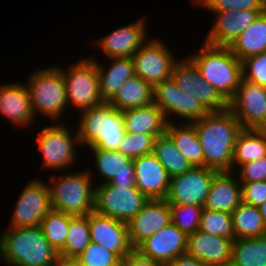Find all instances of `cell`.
I'll return each mask as SVG.
<instances>
[{
    "label": "cell",
    "instance_id": "obj_12",
    "mask_svg": "<svg viewBox=\"0 0 266 266\" xmlns=\"http://www.w3.org/2000/svg\"><path fill=\"white\" fill-rule=\"evenodd\" d=\"M171 78L185 93L197 98L209 112L228 108V102L202 77L199 69L187 57L178 60L172 68Z\"/></svg>",
    "mask_w": 266,
    "mask_h": 266
},
{
    "label": "cell",
    "instance_id": "obj_6",
    "mask_svg": "<svg viewBox=\"0 0 266 266\" xmlns=\"http://www.w3.org/2000/svg\"><path fill=\"white\" fill-rule=\"evenodd\" d=\"M28 81L26 86L34 114L39 112L49 120L60 121L69 106L61 68L55 66L37 70Z\"/></svg>",
    "mask_w": 266,
    "mask_h": 266
},
{
    "label": "cell",
    "instance_id": "obj_45",
    "mask_svg": "<svg viewBox=\"0 0 266 266\" xmlns=\"http://www.w3.org/2000/svg\"><path fill=\"white\" fill-rule=\"evenodd\" d=\"M122 266H163L161 263L141 255L133 249L122 261Z\"/></svg>",
    "mask_w": 266,
    "mask_h": 266
},
{
    "label": "cell",
    "instance_id": "obj_26",
    "mask_svg": "<svg viewBox=\"0 0 266 266\" xmlns=\"http://www.w3.org/2000/svg\"><path fill=\"white\" fill-rule=\"evenodd\" d=\"M122 113L126 133L156 136L166 133L168 121L154 102L147 106L125 110Z\"/></svg>",
    "mask_w": 266,
    "mask_h": 266
},
{
    "label": "cell",
    "instance_id": "obj_40",
    "mask_svg": "<svg viewBox=\"0 0 266 266\" xmlns=\"http://www.w3.org/2000/svg\"><path fill=\"white\" fill-rule=\"evenodd\" d=\"M76 259L80 266H118L122 261L114 252L95 242H90Z\"/></svg>",
    "mask_w": 266,
    "mask_h": 266
},
{
    "label": "cell",
    "instance_id": "obj_24",
    "mask_svg": "<svg viewBox=\"0 0 266 266\" xmlns=\"http://www.w3.org/2000/svg\"><path fill=\"white\" fill-rule=\"evenodd\" d=\"M233 171H219L211 181L203 209L232 213L242 203L241 183Z\"/></svg>",
    "mask_w": 266,
    "mask_h": 266
},
{
    "label": "cell",
    "instance_id": "obj_17",
    "mask_svg": "<svg viewBox=\"0 0 266 266\" xmlns=\"http://www.w3.org/2000/svg\"><path fill=\"white\" fill-rule=\"evenodd\" d=\"M135 250L164 266L167 262L186 253L187 236L170 223L141 242Z\"/></svg>",
    "mask_w": 266,
    "mask_h": 266
},
{
    "label": "cell",
    "instance_id": "obj_49",
    "mask_svg": "<svg viewBox=\"0 0 266 266\" xmlns=\"http://www.w3.org/2000/svg\"><path fill=\"white\" fill-rule=\"evenodd\" d=\"M257 129L266 132V116H265V121Z\"/></svg>",
    "mask_w": 266,
    "mask_h": 266
},
{
    "label": "cell",
    "instance_id": "obj_25",
    "mask_svg": "<svg viewBox=\"0 0 266 266\" xmlns=\"http://www.w3.org/2000/svg\"><path fill=\"white\" fill-rule=\"evenodd\" d=\"M24 83H11L0 86V113L17 126L33 124L34 114L32 104Z\"/></svg>",
    "mask_w": 266,
    "mask_h": 266
},
{
    "label": "cell",
    "instance_id": "obj_7",
    "mask_svg": "<svg viewBox=\"0 0 266 266\" xmlns=\"http://www.w3.org/2000/svg\"><path fill=\"white\" fill-rule=\"evenodd\" d=\"M81 58L80 61L71 64L68 70L61 69L66 85L68 105L82 111L98 106L104 101L101 98L99 75L96 60ZM72 105V106H71Z\"/></svg>",
    "mask_w": 266,
    "mask_h": 266
},
{
    "label": "cell",
    "instance_id": "obj_39",
    "mask_svg": "<svg viewBox=\"0 0 266 266\" xmlns=\"http://www.w3.org/2000/svg\"><path fill=\"white\" fill-rule=\"evenodd\" d=\"M156 137L154 134L125 133L118 145V151L131 159L153 153Z\"/></svg>",
    "mask_w": 266,
    "mask_h": 266
},
{
    "label": "cell",
    "instance_id": "obj_44",
    "mask_svg": "<svg viewBox=\"0 0 266 266\" xmlns=\"http://www.w3.org/2000/svg\"><path fill=\"white\" fill-rule=\"evenodd\" d=\"M242 202L259 207L266 201V181L241 183Z\"/></svg>",
    "mask_w": 266,
    "mask_h": 266
},
{
    "label": "cell",
    "instance_id": "obj_41",
    "mask_svg": "<svg viewBox=\"0 0 266 266\" xmlns=\"http://www.w3.org/2000/svg\"><path fill=\"white\" fill-rule=\"evenodd\" d=\"M195 5L208 8L212 12L228 10H266V0H192Z\"/></svg>",
    "mask_w": 266,
    "mask_h": 266
},
{
    "label": "cell",
    "instance_id": "obj_33",
    "mask_svg": "<svg viewBox=\"0 0 266 266\" xmlns=\"http://www.w3.org/2000/svg\"><path fill=\"white\" fill-rule=\"evenodd\" d=\"M229 266H266V235L235 239Z\"/></svg>",
    "mask_w": 266,
    "mask_h": 266
},
{
    "label": "cell",
    "instance_id": "obj_11",
    "mask_svg": "<svg viewBox=\"0 0 266 266\" xmlns=\"http://www.w3.org/2000/svg\"><path fill=\"white\" fill-rule=\"evenodd\" d=\"M153 102L164 113L168 123L173 116H180L181 121L193 123L209 113L201 102L192 95L182 91L172 78L162 81L153 88Z\"/></svg>",
    "mask_w": 266,
    "mask_h": 266
},
{
    "label": "cell",
    "instance_id": "obj_37",
    "mask_svg": "<svg viewBox=\"0 0 266 266\" xmlns=\"http://www.w3.org/2000/svg\"><path fill=\"white\" fill-rule=\"evenodd\" d=\"M199 230L214 236L234 239L232 214L225 211L203 209Z\"/></svg>",
    "mask_w": 266,
    "mask_h": 266
},
{
    "label": "cell",
    "instance_id": "obj_18",
    "mask_svg": "<svg viewBox=\"0 0 266 266\" xmlns=\"http://www.w3.org/2000/svg\"><path fill=\"white\" fill-rule=\"evenodd\" d=\"M170 223V204L165 199L148 200L127 223L131 246L135 249L145 239Z\"/></svg>",
    "mask_w": 266,
    "mask_h": 266
},
{
    "label": "cell",
    "instance_id": "obj_27",
    "mask_svg": "<svg viewBox=\"0 0 266 266\" xmlns=\"http://www.w3.org/2000/svg\"><path fill=\"white\" fill-rule=\"evenodd\" d=\"M92 59L96 60L98 67L101 98L104 102H109L124 82L135 75L133 59L111 58L108 70L97 59Z\"/></svg>",
    "mask_w": 266,
    "mask_h": 266
},
{
    "label": "cell",
    "instance_id": "obj_3",
    "mask_svg": "<svg viewBox=\"0 0 266 266\" xmlns=\"http://www.w3.org/2000/svg\"><path fill=\"white\" fill-rule=\"evenodd\" d=\"M199 69L202 77L229 102L242 79V62L228 46L203 43L200 51L187 56Z\"/></svg>",
    "mask_w": 266,
    "mask_h": 266
},
{
    "label": "cell",
    "instance_id": "obj_2",
    "mask_svg": "<svg viewBox=\"0 0 266 266\" xmlns=\"http://www.w3.org/2000/svg\"><path fill=\"white\" fill-rule=\"evenodd\" d=\"M0 234V258L12 266H51L59 256L41 226L13 228Z\"/></svg>",
    "mask_w": 266,
    "mask_h": 266
},
{
    "label": "cell",
    "instance_id": "obj_42",
    "mask_svg": "<svg viewBox=\"0 0 266 266\" xmlns=\"http://www.w3.org/2000/svg\"><path fill=\"white\" fill-rule=\"evenodd\" d=\"M242 79L266 87V51L242 61Z\"/></svg>",
    "mask_w": 266,
    "mask_h": 266
},
{
    "label": "cell",
    "instance_id": "obj_36",
    "mask_svg": "<svg viewBox=\"0 0 266 266\" xmlns=\"http://www.w3.org/2000/svg\"><path fill=\"white\" fill-rule=\"evenodd\" d=\"M69 221L70 215L54 210L47 213L41 221L43 235L57 252L64 247Z\"/></svg>",
    "mask_w": 266,
    "mask_h": 266
},
{
    "label": "cell",
    "instance_id": "obj_8",
    "mask_svg": "<svg viewBox=\"0 0 266 266\" xmlns=\"http://www.w3.org/2000/svg\"><path fill=\"white\" fill-rule=\"evenodd\" d=\"M136 186H114L110 183L95 186L94 211L128 223L148 202Z\"/></svg>",
    "mask_w": 266,
    "mask_h": 266
},
{
    "label": "cell",
    "instance_id": "obj_47",
    "mask_svg": "<svg viewBox=\"0 0 266 266\" xmlns=\"http://www.w3.org/2000/svg\"><path fill=\"white\" fill-rule=\"evenodd\" d=\"M51 266H80L76 258L58 256Z\"/></svg>",
    "mask_w": 266,
    "mask_h": 266
},
{
    "label": "cell",
    "instance_id": "obj_10",
    "mask_svg": "<svg viewBox=\"0 0 266 266\" xmlns=\"http://www.w3.org/2000/svg\"><path fill=\"white\" fill-rule=\"evenodd\" d=\"M158 38L147 39L134 53V74L141 77L152 88L171 78L173 65L178 61Z\"/></svg>",
    "mask_w": 266,
    "mask_h": 266
},
{
    "label": "cell",
    "instance_id": "obj_46",
    "mask_svg": "<svg viewBox=\"0 0 266 266\" xmlns=\"http://www.w3.org/2000/svg\"><path fill=\"white\" fill-rule=\"evenodd\" d=\"M164 266H208L201 260L188 255L187 253L182 254L172 261L167 262Z\"/></svg>",
    "mask_w": 266,
    "mask_h": 266
},
{
    "label": "cell",
    "instance_id": "obj_43",
    "mask_svg": "<svg viewBox=\"0 0 266 266\" xmlns=\"http://www.w3.org/2000/svg\"><path fill=\"white\" fill-rule=\"evenodd\" d=\"M238 169L240 183L266 181V157L242 164Z\"/></svg>",
    "mask_w": 266,
    "mask_h": 266
},
{
    "label": "cell",
    "instance_id": "obj_21",
    "mask_svg": "<svg viewBox=\"0 0 266 266\" xmlns=\"http://www.w3.org/2000/svg\"><path fill=\"white\" fill-rule=\"evenodd\" d=\"M234 240L197 230L187 236L186 253L208 266H229Z\"/></svg>",
    "mask_w": 266,
    "mask_h": 266
},
{
    "label": "cell",
    "instance_id": "obj_13",
    "mask_svg": "<svg viewBox=\"0 0 266 266\" xmlns=\"http://www.w3.org/2000/svg\"><path fill=\"white\" fill-rule=\"evenodd\" d=\"M218 171L193 166L183 174L171 177L166 201L170 205H200L203 207L213 176Z\"/></svg>",
    "mask_w": 266,
    "mask_h": 266
},
{
    "label": "cell",
    "instance_id": "obj_9",
    "mask_svg": "<svg viewBox=\"0 0 266 266\" xmlns=\"http://www.w3.org/2000/svg\"><path fill=\"white\" fill-rule=\"evenodd\" d=\"M61 123L43 127L36 138L42 153L43 167L47 169H66L77 161L75 149L80 145L78 131L75 136Z\"/></svg>",
    "mask_w": 266,
    "mask_h": 266
},
{
    "label": "cell",
    "instance_id": "obj_29",
    "mask_svg": "<svg viewBox=\"0 0 266 266\" xmlns=\"http://www.w3.org/2000/svg\"><path fill=\"white\" fill-rule=\"evenodd\" d=\"M109 103L121 112L147 106L153 103V88L141 77L134 75L124 82Z\"/></svg>",
    "mask_w": 266,
    "mask_h": 266
},
{
    "label": "cell",
    "instance_id": "obj_15",
    "mask_svg": "<svg viewBox=\"0 0 266 266\" xmlns=\"http://www.w3.org/2000/svg\"><path fill=\"white\" fill-rule=\"evenodd\" d=\"M228 109L243 129H257L266 116V87L241 79Z\"/></svg>",
    "mask_w": 266,
    "mask_h": 266
},
{
    "label": "cell",
    "instance_id": "obj_34",
    "mask_svg": "<svg viewBox=\"0 0 266 266\" xmlns=\"http://www.w3.org/2000/svg\"><path fill=\"white\" fill-rule=\"evenodd\" d=\"M153 154L164 166L170 177L183 174L193 167L166 133L155 138Z\"/></svg>",
    "mask_w": 266,
    "mask_h": 266
},
{
    "label": "cell",
    "instance_id": "obj_19",
    "mask_svg": "<svg viewBox=\"0 0 266 266\" xmlns=\"http://www.w3.org/2000/svg\"><path fill=\"white\" fill-rule=\"evenodd\" d=\"M132 160L136 188L149 200L166 199L171 177L157 157L150 153Z\"/></svg>",
    "mask_w": 266,
    "mask_h": 266
},
{
    "label": "cell",
    "instance_id": "obj_20",
    "mask_svg": "<svg viewBox=\"0 0 266 266\" xmlns=\"http://www.w3.org/2000/svg\"><path fill=\"white\" fill-rule=\"evenodd\" d=\"M146 20L141 18L131 24L116 28L107 36L95 42L107 58H132L134 53L146 42Z\"/></svg>",
    "mask_w": 266,
    "mask_h": 266
},
{
    "label": "cell",
    "instance_id": "obj_35",
    "mask_svg": "<svg viewBox=\"0 0 266 266\" xmlns=\"http://www.w3.org/2000/svg\"><path fill=\"white\" fill-rule=\"evenodd\" d=\"M88 215L71 216L64 247L58 252L59 256L77 258L90 244Z\"/></svg>",
    "mask_w": 266,
    "mask_h": 266
},
{
    "label": "cell",
    "instance_id": "obj_22",
    "mask_svg": "<svg viewBox=\"0 0 266 266\" xmlns=\"http://www.w3.org/2000/svg\"><path fill=\"white\" fill-rule=\"evenodd\" d=\"M264 11L249 9L213 12L216 19L206 36L205 43L215 46H229Z\"/></svg>",
    "mask_w": 266,
    "mask_h": 266
},
{
    "label": "cell",
    "instance_id": "obj_16",
    "mask_svg": "<svg viewBox=\"0 0 266 266\" xmlns=\"http://www.w3.org/2000/svg\"><path fill=\"white\" fill-rule=\"evenodd\" d=\"M91 242L114 252L123 260L134 248L129 241L127 223L95 211L88 214Z\"/></svg>",
    "mask_w": 266,
    "mask_h": 266
},
{
    "label": "cell",
    "instance_id": "obj_4",
    "mask_svg": "<svg viewBox=\"0 0 266 266\" xmlns=\"http://www.w3.org/2000/svg\"><path fill=\"white\" fill-rule=\"evenodd\" d=\"M77 126L81 146L118 151L125 135L123 113L109 102H103L80 112Z\"/></svg>",
    "mask_w": 266,
    "mask_h": 266
},
{
    "label": "cell",
    "instance_id": "obj_5",
    "mask_svg": "<svg viewBox=\"0 0 266 266\" xmlns=\"http://www.w3.org/2000/svg\"><path fill=\"white\" fill-rule=\"evenodd\" d=\"M93 174L86 171L50 177L48 185L52 210L71 216L88 215L94 211L95 185Z\"/></svg>",
    "mask_w": 266,
    "mask_h": 266
},
{
    "label": "cell",
    "instance_id": "obj_30",
    "mask_svg": "<svg viewBox=\"0 0 266 266\" xmlns=\"http://www.w3.org/2000/svg\"><path fill=\"white\" fill-rule=\"evenodd\" d=\"M174 123L167 124L166 134L192 166H203V151L194 124Z\"/></svg>",
    "mask_w": 266,
    "mask_h": 266
},
{
    "label": "cell",
    "instance_id": "obj_14",
    "mask_svg": "<svg viewBox=\"0 0 266 266\" xmlns=\"http://www.w3.org/2000/svg\"><path fill=\"white\" fill-rule=\"evenodd\" d=\"M35 178L23 188L14 208L10 227L40 226L52 210L49 185Z\"/></svg>",
    "mask_w": 266,
    "mask_h": 266
},
{
    "label": "cell",
    "instance_id": "obj_28",
    "mask_svg": "<svg viewBox=\"0 0 266 266\" xmlns=\"http://www.w3.org/2000/svg\"><path fill=\"white\" fill-rule=\"evenodd\" d=\"M231 52L242 62L244 59L266 51V10L259 14L229 46Z\"/></svg>",
    "mask_w": 266,
    "mask_h": 266
},
{
    "label": "cell",
    "instance_id": "obj_23",
    "mask_svg": "<svg viewBox=\"0 0 266 266\" xmlns=\"http://www.w3.org/2000/svg\"><path fill=\"white\" fill-rule=\"evenodd\" d=\"M93 151L96 170L103 178V184L110 183L114 186H135V172L133 160L119 151L102 150L89 147Z\"/></svg>",
    "mask_w": 266,
    "mask_h": 266
},
{
    "label": "cell",
    "instance_id": "obj_38",
    "mask_svg": "<svg viewBox=\"0 0 266 266\" xmlns=\"http://www.w3.org/2000/svg\"><path fill=\"white\" fill-rule=\"evenodd\" d=\"M200 205H170L171 223L186 236L199 230L201 213Z\"/></svg>",
    "mask_w": 266,
    "mask_h": 266
},
{
    "label": "cell",
    "instance_id": "obj_31",
    "mask_svg": "<svg viewBox=\"0 0 266 266\" xmlns=\"http://www.w3.org/2000/svg\"><path fill=\"white\" fill-rule=\"evenodd\" d=\"M266 157V132L258 129H243L234 146L232 171L250 161Z\"/></svg>",
    "mask_w": 266,
    "mask_h": 266
},
{
    "label": "cell",
    "instance_id": "obj_48",
    "mask_svg": "<svg viewBox=\"0 0 266 266\" xmlns=\"http://www.w3.org/2000/svg\"><path fill=\"white\" fill-rule=\"evenodd\" d=\"M258 208L260 210V214L263 217L266 226V201L263 204H261Z\"/></svg>",
    "mask_w": 266,
    "mask_h": 266
},
{
    "label": "cell",
    "instance_id": "obj_32",
    "mask_svg": "<svg viewBox=\"0 0 266 266\" xmlns=\"http://www.w3.org/2000/svg\"><path fill=\"white\" fill-rule=\"evenodd\" d=\"M231 214L234 239L266 235V226L258 207L242 202Z\"/></svg>",
    "mask_w": 266,
    "mask_h": 266
},
{
    "label": "cell",
    "instance_id": "obj_1",
    "mask_svg": "<svg viewBox=\"0 0 266 266\" xmlns=\"http://www.w3.org/2000/svg\"><path fill=\"white\" fill-rule=\"evenodd\" d=\"M203 151V166L216 171H232L237 136L243 130L235 115L227 108L209 112L193 122Z\"/></svg>",
    "mask_w": 266,
    "mask_h": 266
}]
</instances>
